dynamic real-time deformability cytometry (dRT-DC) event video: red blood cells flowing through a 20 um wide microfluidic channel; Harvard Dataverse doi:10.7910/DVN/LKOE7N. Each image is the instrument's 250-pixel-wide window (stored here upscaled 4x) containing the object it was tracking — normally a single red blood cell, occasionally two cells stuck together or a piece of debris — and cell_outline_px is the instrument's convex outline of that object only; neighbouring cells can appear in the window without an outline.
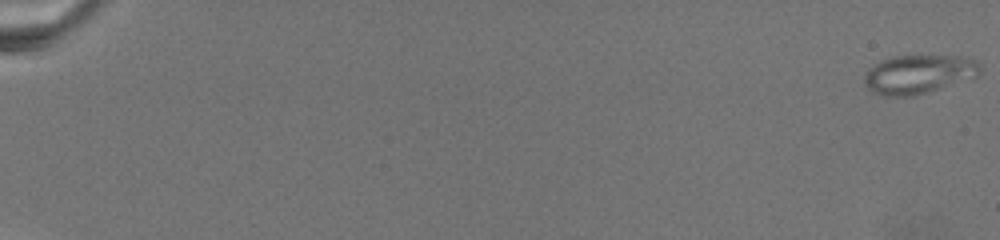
{"species": "common noctule bat (a hibernating species)", "species_latin": "Nyctalus noctula", "temperature_condition": "warm", "stored_images_in_passage": 29, "camera_frame_rate_fps": 3000, "um_per_image_px": 0.085, "animal": {"sex": "female", "body_mass_g": 19.5, "forearm_length_mm": 54.1}, "frame": {"image": 1, "passage_image": 1, "time_ms": 0.0, "image_size_px": [1000, 240], "cell_outline_px": [[980, 72], [976, 76], [912, 96], [888, 96], [872, 92], [864, 84], [864, 76], [868, 68], [880, 60], [892, 56], [960, 56], [976, 60], [980, 64]], "centroid_in_image_um": [78.02, 6.29], "position_along_channel_um": 7.0, "area_um2": 25.84}}
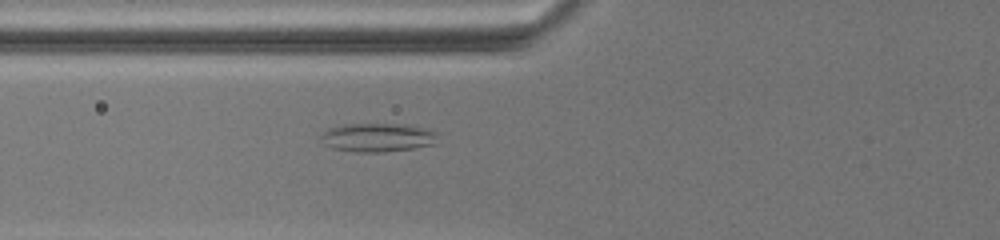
{"frame": {"image": 2, "passage_image": 13, "time_ms": 11.0, "image_size_px": [1000, 240], "cell_outline_px": [[436, 144], [412, 148], [380, 152], [356, 152], [332, 148], [324, 144], [320, 136], [328, 128], [344, 124], [404, 124], [424, 128], [436, 132]], "centroid_in_image_um": [32.07, 11.68], "position_along_channel_um": 93.7, "area_um2": 19.42}}
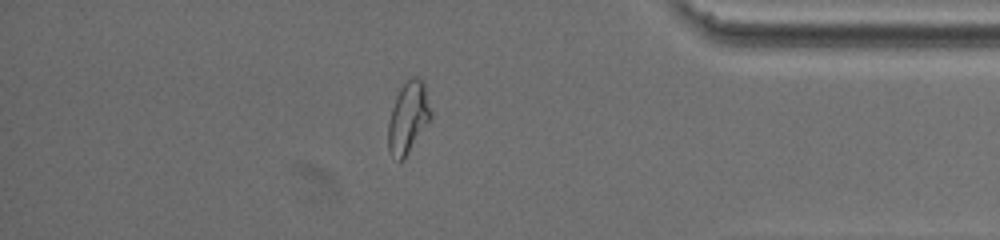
{"frame": {"image": 3, "passage_image": 25, "time_ms": 22.667, "image_size_px": [1000, 240], "cell_outline_px": [[432, 116], [404, 160], [400, 160], [388, 152], [388, 124], [392, 108], [396, 96], [400, 88], [412, 76], [416, 76], [424, 80], [432, 112]], "centroid_in_image_um": [34.71, 9.96], "position_along_channel_um": 400.5, "area_um2": 17.74}}